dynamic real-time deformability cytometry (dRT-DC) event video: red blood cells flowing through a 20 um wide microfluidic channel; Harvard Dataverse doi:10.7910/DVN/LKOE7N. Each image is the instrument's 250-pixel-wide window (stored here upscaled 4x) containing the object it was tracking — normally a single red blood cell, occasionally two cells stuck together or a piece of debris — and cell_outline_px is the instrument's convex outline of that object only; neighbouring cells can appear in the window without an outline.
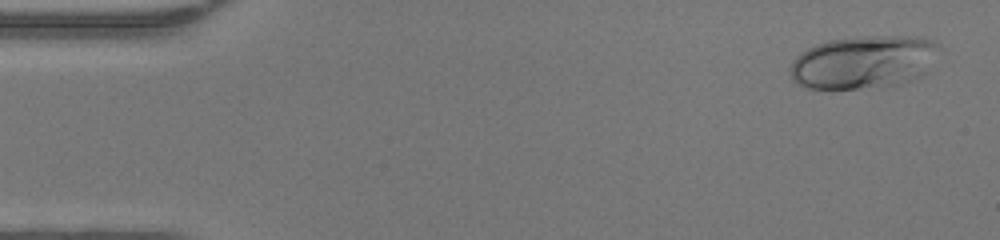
{"species": "human", "species_latin": "Homo sapiens", "temperature_condition": "warm", "stored_images_in_passage": 47, "camera_frame_rate_fps": 3000, "um_per_image_px": 0.085, "donor": {"sex": "female"}, "frame": {"image": 1, "passage_image": 2, "time_ms": 0.333, "image_size_px": [1000, 240], "cell_outline_px": [[944, 48], [924, 72], [900, 84], [856, 88], [808, 88], [796, 84], [792, 80], [792, 60], [796, 56], [808, 48], [816, 44], [828, 40], [864, 36], [916, 36], [940, 44]], "centroid_in_image_um": [73.42, 5.25], "position_along_channel_um": 11.6, "area_um2": 45.72}}
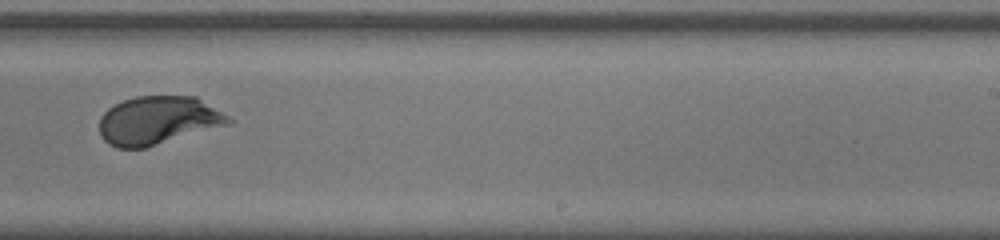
{"frame": {"image": 2, "passage_image": 29, "time_ms": 9.333, "image_size_px": [1000, 240], "cell_outline_px": [[236, 120], [232, 124], [144, 148], [116, 148], [108, 144], [100, 136], [100, 116], [108, 108], [124, 100], [136, 96], [196, 96]], "centroid_in_image_um": [13.46, 10.24], "position_along_channel_um": 275.5, "area_um2": 36.65}}
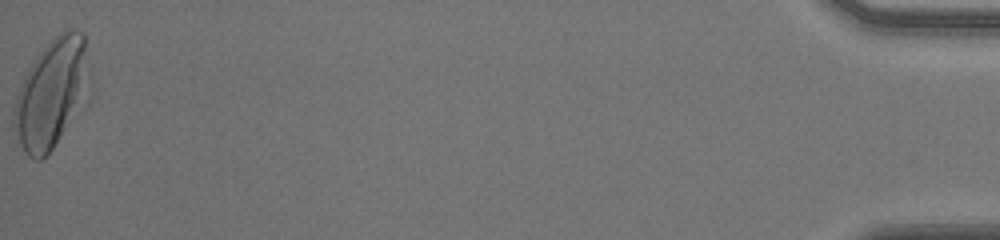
{"frame": {"image": 3, "passage_image": 47, "time_ms": 15.333, "image_size_px": [1000, 240], "cell_outline_px": [[92, 92], [88, 104], [52, 148], [40, 160], [36, 160], [28, 156], [24, 152], [12, 128], [12, 108], [16, 96], [24, 76], [28, 68], [40, 52], [60, 32], [68, 28], [72, 28], [84, 32], [92, 88]], "centroid_in_image_um": [4.45, 7.95], "position_along_channel_um": 430.8, "area_um2": 49.42}, "authors_computed_cell_mechanics": {"area_um2": 36.5296, "velocity_mm_per_s": 4.3453, "shape_relaxation_time_tau1_ms": 2.6355, "shape_relaxation_time_tau2_ms": null, "deformation_change_tau1": 0.191, "deformation_change_tau2": null}}